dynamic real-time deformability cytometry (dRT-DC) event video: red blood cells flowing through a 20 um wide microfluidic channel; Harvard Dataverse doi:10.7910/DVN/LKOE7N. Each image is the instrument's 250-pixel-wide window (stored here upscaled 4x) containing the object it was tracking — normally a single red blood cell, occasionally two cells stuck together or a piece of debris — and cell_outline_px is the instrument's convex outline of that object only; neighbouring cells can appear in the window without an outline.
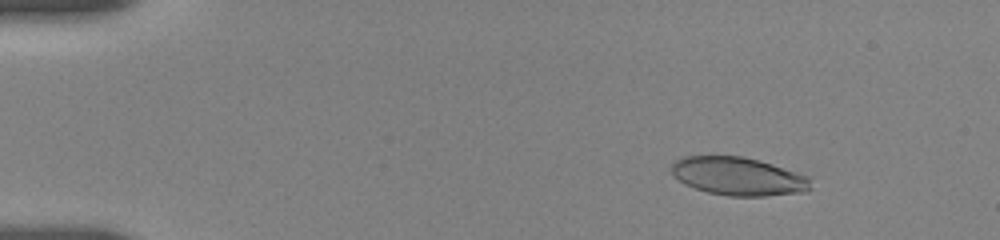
{"species": "human", "species_latin": "Homo sapiens", "temperature_condition": "room temperature", "stored_images_in_passage": 82, "camera_frame_rate_fps": 3000, "um_per_image_px": 0.085, "donor": {"sex": "female"}, "frame": {"image": 1, "passage_image": 14, "time_ms": 2.333, "image_size_px": [1000, 240], "cell_outline_px": [[812, 188], [808, 192], [764, 196], [728, 196], [708, 192], [684, 184], [672, 172], [672, 164], [676, 160], [684, 156], [744, 156], [760, 160], [808, 176]], "centroid_in_image_um": [62.79, 14.99], "position_along_channel_um": 22.2, "area_um2": 30.98}}
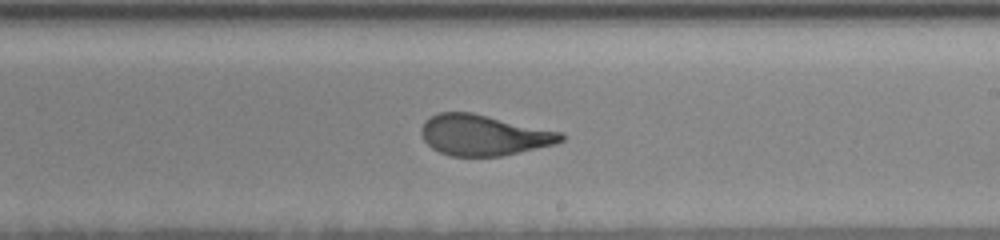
{"frame": {"image": 2, "passage_image": 46, "time_ms": 11.0, "image_size_px": [1000, 240], "cell_outline_px": [[564, 140], [556, 144], [500, 156], [452, 156], [440, 152], [432, 148], [424, 140], [420, 132], [420, 128], [432, 116], [440, 112], [472, 112], [564, 132]], "centroid_in_image_um": [41.15, 11.48], "position_along_channel_um": 247.9, "area_um2": 33.12}}
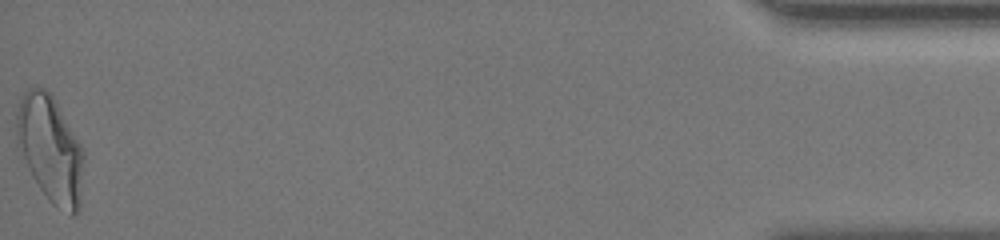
{"frame": {"image": 3, "passage_image": 81, "time_ms": 18.333, "image_size_px": [1000, 240], "cell_outline_px": [[84, 156], [80, 208], [72, 216], [56, 208], [48, 200], [32, 176], [16, 144], [16, 112], [20, 100], [24, 92], [28, 88], [44, 88], [56, 100], [80, 144], [84, 152]], "centroid_in_image_um": [4.27, 12.69], "position_along_channel_um": 430.9, "area_um2": 41.85}, "authors_computed_cell_mechanics": {"area_um2": 33.2061, "velocity_mm_per_s": 3.6776, "shape_relaxation_time_tau1_ms": 3.9169, "shape_relaxation_time_tau2_ms": 1.1331, "deformation_change_tau1": 0.193, "deformation_change_tau2": 0.0758}}